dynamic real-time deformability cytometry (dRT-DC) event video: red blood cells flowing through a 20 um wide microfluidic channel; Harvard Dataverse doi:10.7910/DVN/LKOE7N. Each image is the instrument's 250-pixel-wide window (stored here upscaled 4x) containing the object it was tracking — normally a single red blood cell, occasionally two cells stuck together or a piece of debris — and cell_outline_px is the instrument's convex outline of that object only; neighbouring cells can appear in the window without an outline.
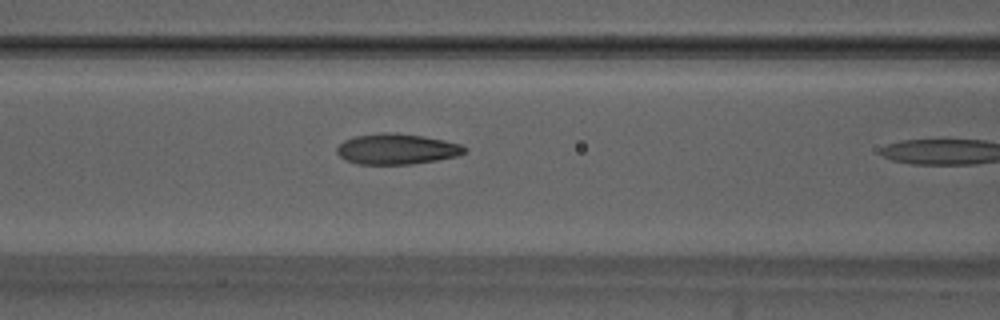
{"species": "Egyptian fruit bat (a non-hibernating species)", "species_latin": "Rousettus aegyptiacus", "temperature_condition": "warm", "stored_images_in_passage": 10, "camera_frame_rate_fps": 3000, "um_per_image_px": 0.085, "animal": {"sex": "male"}, "frame": {"image": 1, "passage_image": 9, "time_ms": 2.667, "image_size_px": [1000, 320], "cell_outline_px": [[468, 148], [464, 152], [456, 156], [436, 160], [412, 164], [356, 164], [340, 156], [336, 152], [336, 148], [344, 140], [352, 136], [380, 132], [392, 132], [424, 136], [444, 140], [460, 144]], "centroid_in_image_um": [33.7, 12.65], "position_along_channel_um": 132.9, "area_um2": 22.83}}